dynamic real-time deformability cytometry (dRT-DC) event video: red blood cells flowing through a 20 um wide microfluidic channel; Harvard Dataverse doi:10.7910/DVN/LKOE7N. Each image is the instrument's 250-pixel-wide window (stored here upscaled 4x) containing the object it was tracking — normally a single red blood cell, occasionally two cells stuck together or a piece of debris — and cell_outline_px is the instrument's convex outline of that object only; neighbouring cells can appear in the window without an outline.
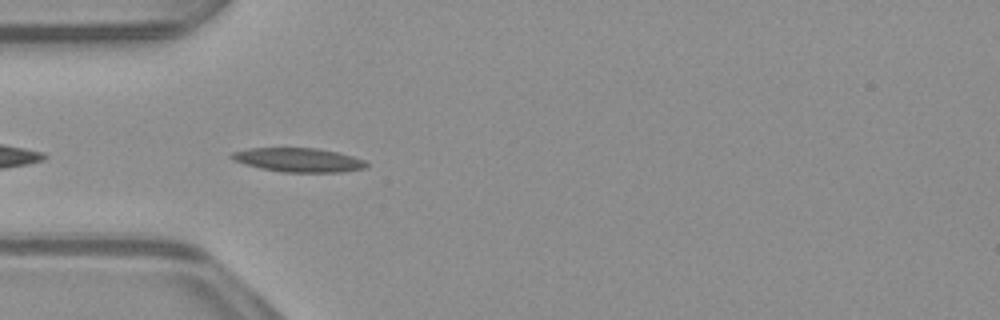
{"species": "common noctule bat (a hibernating species)", "species_latin": "Nyctalus noctula", "temperature_condition": "warm", "stored_images_in_passage": 40, "camera_frame_rate_fps": 3000, "um_per_image_px": 0.085, "animal": {"sex": "male", "body_mass_g": 23.1, "forearm_length_mm": 52.7}, "frame": {"image": 1, "passage_image": 3, "time_ms": 0.667, "image_size_px": [1000, 320], "cell_outline_px": [[368, 164], [364, 168], [344, 172], [284, 172], [260, 168], [244, 164], [232, 160], [228, 156], [232, 152], [248, 148], [316, 148], [336, 152], [352, 156], [364, 160]], "centroid_in_image_um": [25.32, 13.59], "position_along_channel_um": 59.7, "area_um2": 18.84}}
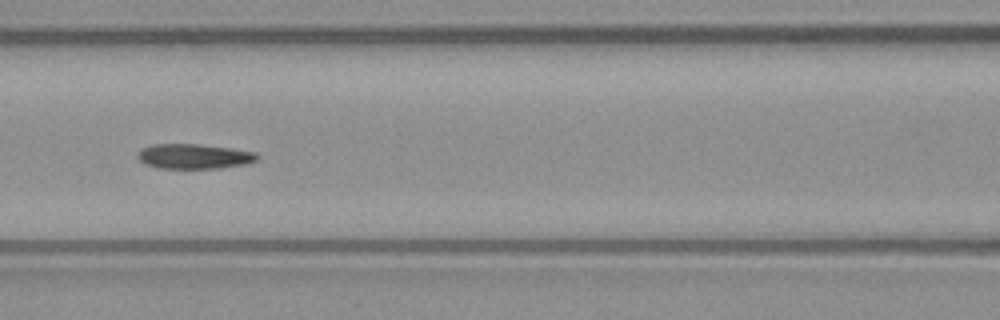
{"frame": {"image": 2, "passage_image": 10, "time_ms": 3.0, "image_size_px": [1000, 320], "cell_outline_px": [[260, 156], [256, 160], [248, 164], [220, 168], [160, 168], [144, 164], [136, 156], [140, 148], [152, 144], [200, 144], [256, 152]], "centroid_in_image_um": [16.48, 13.29], "position_along_channel_um": 150.1, "area_um2": 17.46}}
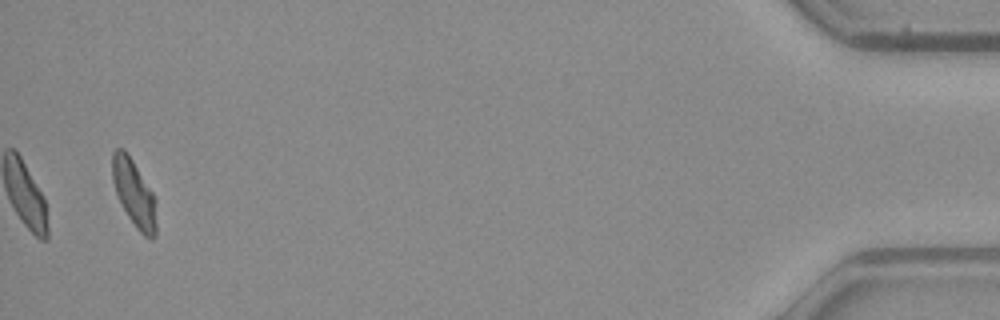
{"frame": {"image": 3, "passage_image": 38, "time_ms": 12.333, "image_size_px": [1000, 320], "cell_outline_px": [[156, 236], [152, 240], [144, 236], [136, 228], [128, 216], [116, 192], [112, 180], [112, 152], [116, 148], [124, 148], [132, 160], [152, 192], [156, 200]], "centroid_in_image_um": [11.41, 16.44], "position_along_channel_um": 423.8, "area_um2": 17.05}, "authors_computed_cell_mechanics": {"area_um2": 17.8602, "velocity_mm_per_s": 3.932, "shape_relaxation_time_tau1_ms": 6.8827, "shape_relaxation_time_tau2_ms": 3.892, "deformation_change_tau1": 0.1774, "deformation_change_tau2": 0.118}}